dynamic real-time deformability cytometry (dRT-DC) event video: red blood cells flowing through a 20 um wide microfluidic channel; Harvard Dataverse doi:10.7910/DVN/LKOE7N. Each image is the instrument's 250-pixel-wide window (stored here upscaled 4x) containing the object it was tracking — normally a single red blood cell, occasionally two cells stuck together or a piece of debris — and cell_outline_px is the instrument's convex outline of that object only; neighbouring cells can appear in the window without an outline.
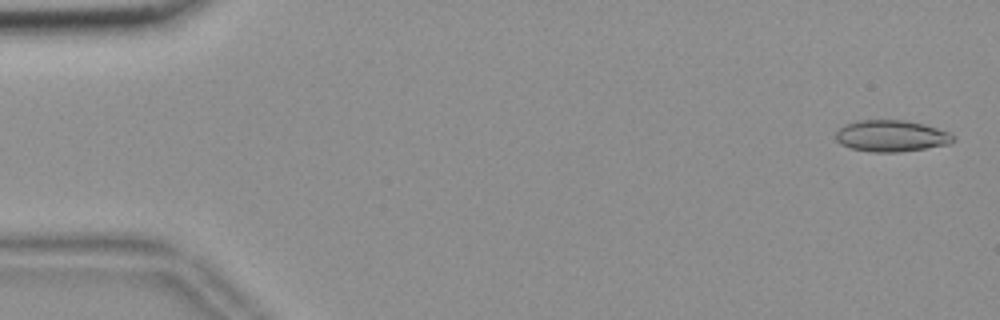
{"species": "common noctule bat (a hibernating species)", "species_latin": "Nyctalus noctula", "temperature_condition": "room temperature", "stored_images_in_passage": 54, "camera_frame_rate_fps": 3000, "um_per_image_px": 0.085, "animal": {"sex": "female", "body_mass_g": 18.4}, "frame": {"image": 1, "passage_image": 2, "time_ms": 0.333, "image_size_px": [1000, 320], "cell_outline_px": [[956, 140], [948, 144], [924, 148], [896, 152], [872, 152], [852, 148], [840, 144], [836, 140], [836, 132], [844, 124], [856, 120], [904, 120], [936, 128], [948, 132], [956, 136]], "centroid_in_image_um": [75.73, 11.55], "position_along_channel_um": 9.3, "area_um2": 21.39}}
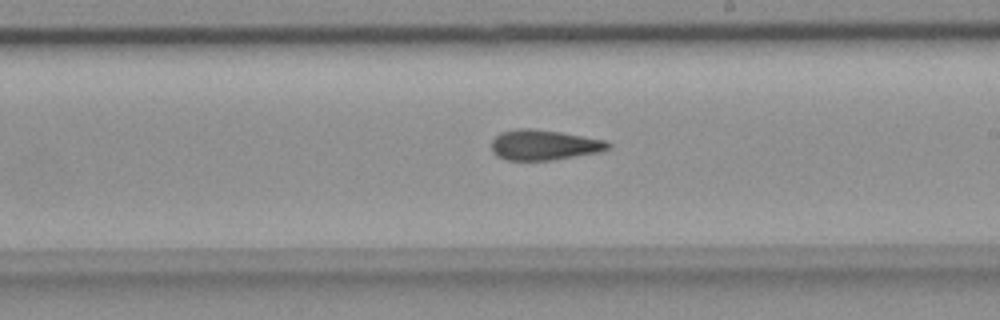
{"frame": {"image": 2, "passage_image": 32, "time_ms": 10.333, "image_size_px": [1000, 320], "cell_outline_px": [[612, 148], [600, 152], [552, 160], [508, 160], [496, 156], [492, 152], [492, 140], [500, 132], [516, 128], [532, 128], [560, 132], [608, 140], [612, 144]], "centroid_in_image_um": [46.28, 12.31], "position_along_channel_um": 242.7, "area_um2": 20.87}}
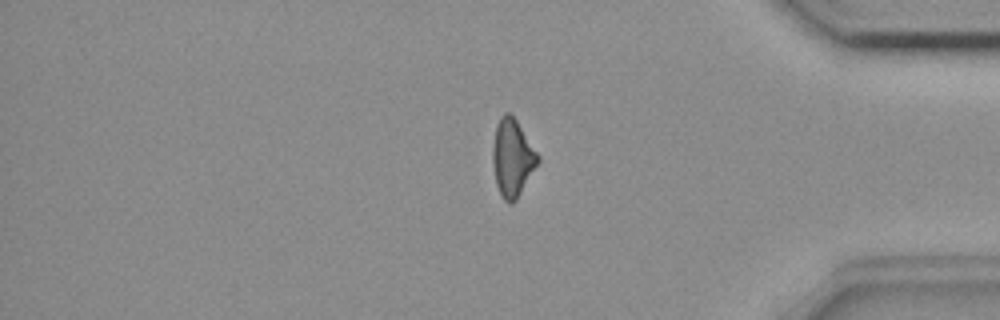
{"frame": {"image": 3, "passage_image": 46, "time_ms": 15.0, "image_size_px": [1000, 320], "cell_outline_px": [[540, 160], [516, 200], [512, 204], [508, 204], [500, 196], [496, 184], [492, 164], [492, 148], [496, 124], [500, 116], [504, 112], [508, 112], [516, 120], [540, 156]], "centroid_in_image_um": [43.53, 13.43], "position_along_channel_um": 391.7, "area_um2": 20.46}, "authors_computed_cell_mechanics": {"area_um2": 20.7213, "velocity_mm_per_s": 3.6994, "shape_relaxation_time_tau1_ms": null, "shape_relaxation_time_tau2_ms": 4.5789, "deformation_change_tau1": null, "deformation_change_tau2": 0.113}}